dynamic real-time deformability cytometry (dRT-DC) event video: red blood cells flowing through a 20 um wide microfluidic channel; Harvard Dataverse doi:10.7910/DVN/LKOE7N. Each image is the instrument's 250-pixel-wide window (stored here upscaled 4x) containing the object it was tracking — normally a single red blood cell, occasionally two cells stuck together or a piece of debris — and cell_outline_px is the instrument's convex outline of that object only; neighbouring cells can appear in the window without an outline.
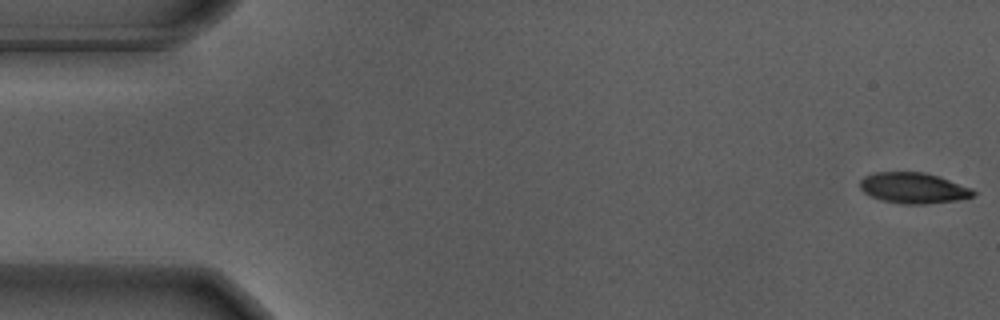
{"species": "Egyptian fruit bat (a non-hibernating species)", "species_latin": "Rousettus aegyptiacus", "temperature_condition": "warm", "stored_images_in_passage": 51, "camera_frame_rate_fps": 3000, "um_per_image_px": 0.085, "animal": {"sex": "male"}, "frame": {"image": 1, "passage_image": 1, "time_ms": 0.0, "image_size_px": [1000, 320], "cell_outline_px": [[976, 192], [972, 196], [960, 200], [924, 204], [900, 204], [884, 200], [872, 196], [864, 192], [860, 188], [860, 180], [864, 176], [876, 172], [924, 172], [972, 188]], "centroid_in_image_um": [77.63, 15.98], "position_along_channel_um": 7.4, "area_um2": 20.11}}
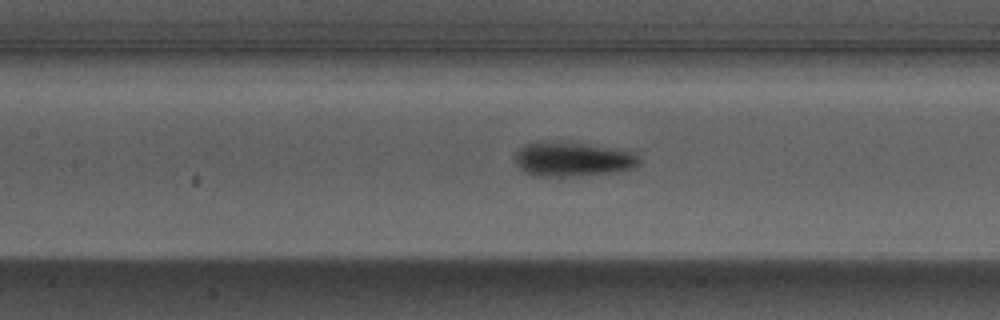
{"frame": {"image": 2, "passage_image": 25, "time_ms": 8.0, "image_size_px": [1000, 320], "cell_outline_px": [[640, 164], [636, 168], [616, 172], [568, 176], [532, 176], [524, 172], [516, 164], [516, 152], [524, 144], [540, 140], [544, 140], [584, 144], [632, 152], [640, 160]], "centroid_in_image_um": [48.62, 13.53], "position_along_channel_um": 158.8, "area_um2": 24.85}}
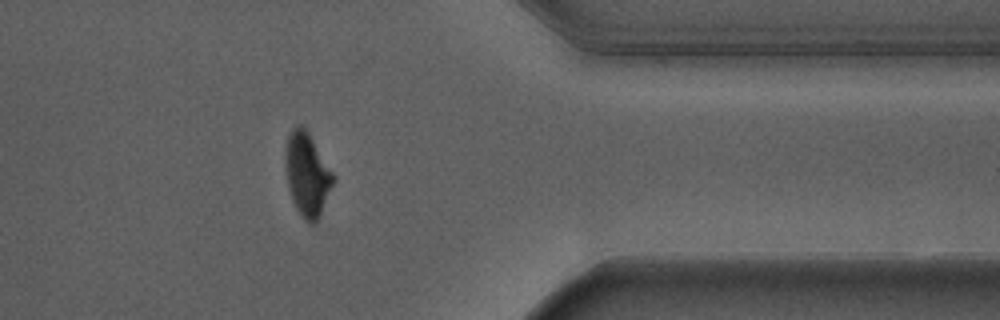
{"frame": {"image": 3, "passage_image": 45, "time_ms": 14.667, "image_size_px": [1000, 320], "cell_outline_px": [[336, 180], [316, 224], [308, 224], [300, 216], [292, 200], [288, 188], [284, 164], [284, 152], [288, 136], [292, 128], [300, 124], [308, 132], [336, 176]], "centroid_in_image_um": [26.11, 14.86], "position_along_channel_um": 385.3, "area_um2": 23.76}, "authors_computed_cell_mechanics": {"area_um2": 23.3512, "velocity_mm_per_s": 3.6696, "shape_relaxation_time_tau1_ms": 2.7016, "shape_relaxation_time_tau2_ms": 1.4423, "deformation_change_tau1": 0.2026, "deformation_change_tau2": 0.0766}}